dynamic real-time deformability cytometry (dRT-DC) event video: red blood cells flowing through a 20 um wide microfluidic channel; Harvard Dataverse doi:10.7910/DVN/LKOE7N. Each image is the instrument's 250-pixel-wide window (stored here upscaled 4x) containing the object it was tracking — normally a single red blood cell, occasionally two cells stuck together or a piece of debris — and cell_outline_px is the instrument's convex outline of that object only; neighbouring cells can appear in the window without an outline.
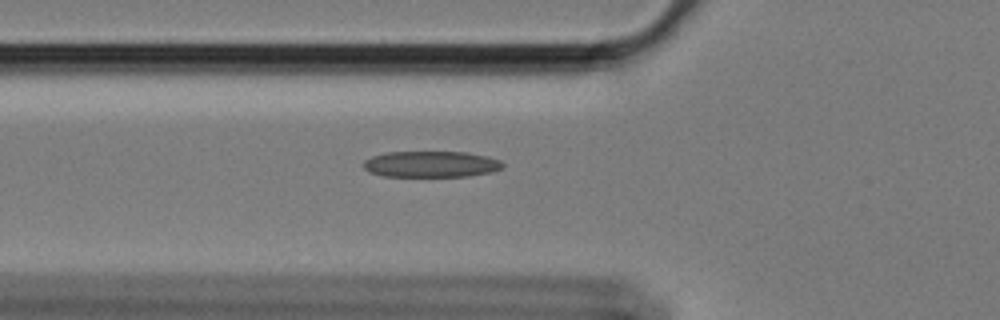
{"species": "Egyptian fruit bat (a non-hibernating species)", "species_latin": "Rousettus aegyptiacus", "temperature_condition": "cold", "stored_images_in_passage": 45, "camera_frame_rate_fps": 3000, "um_per_image_px": 0.085, "animal": {"sex": "female"}, "frame": {"image": 1, "passage_image": 7, "time_ms": 2.0, "image_size_px": [1000, 320], "cell_outline_px": [[504, 164], [500, 168], [492, 172], [468, 176], [380, 176], [368, 172], [364, 168], [364, 160], [372, 156], [388, 152], [468, 152], [488, 156], [500, 160]], "centroid_in_image_um": [36.63, 13.95], "position_along_channel_um": 89.2, "area_um2": 21.27}}
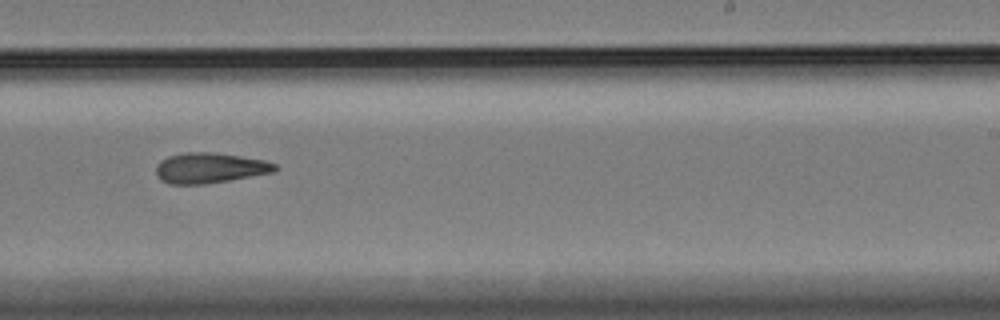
{"frame": {"image": 2, "passage_image": 23, "time_ms": 7.333, "image_size_px": [1000, 320], "cell_outline_px": [[280, 168], [276, 172], [204, 184], [168, 184], [160, 180], [156, 172], [156, 164], [160, 160], [168, 156], [180, 152], [212, 152], [240, 156], [264, 160], [276, 164]], "centroid_in_image_um": [17.82, 14.27], "position_along_channel_um": 271.2, "area_um2": 21.27}}
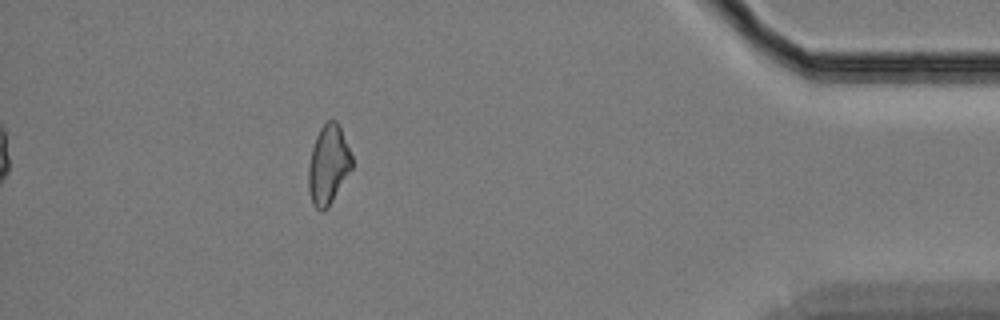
{"frame": {"image": 3, "passage_image": 39, "time_ms": 12.667, "image_size_px": [1000, 320], "cell_outline_px": [[352, 168], [328, 208], [324, 212], [320, 212], [312, 204], [308, 188], [308, 164], [312, 148], [316, 136], [320, 128], [328, 120], [336, 120], [340, 128], [352, 156]], "centroid_in_image_um": [27.88, 14.04], "position_along_channel_um": 407.3, "area_um2": 20.06}, "authors_computed_cell_mechanics": {"area_um2": 20.6346, "velocity_mm_per_s": 3.4007, "shape_relaxation_time_tau1_ms": 8.3452, "shape_relaxation_time_tau2_ms": 5.9522, "deformation_change_tau1": 0.1864, "deformation_change_tau2": 0.1638}}